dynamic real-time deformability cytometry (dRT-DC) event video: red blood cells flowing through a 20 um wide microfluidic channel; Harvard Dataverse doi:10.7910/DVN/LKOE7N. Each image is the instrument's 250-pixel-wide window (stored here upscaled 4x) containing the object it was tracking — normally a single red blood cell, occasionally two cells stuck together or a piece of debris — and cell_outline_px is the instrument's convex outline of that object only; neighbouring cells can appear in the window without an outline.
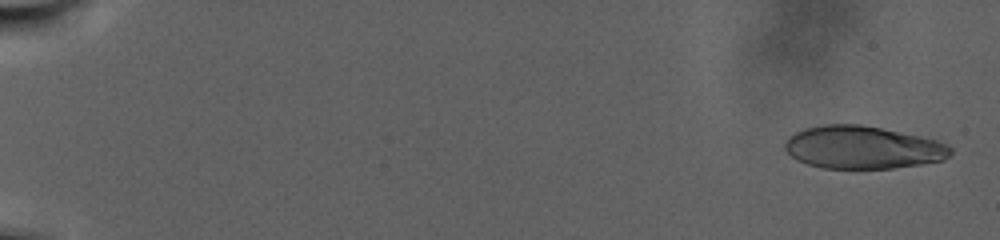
{"species": "human", "species_latin": "Homo sapiens", "temperature_condition": "warm", "stored_images_in_passage": 101, "camera_frame_rate_fps": 3000, "um_per_image_px": 0.085, "donor": {"sex": "male"}, "frame": {"image": 1, "passage_image": 3, "time_ms": 0.667, "image_size_px": [1000, 240], "cell_outline_px": [[956, 152], [944, 160], [920, 164], [892, 168], [820, 168], [796, 160], [784, 148], [784, 140], [788, 136], [804, 128], [824, 124], [860, 124], [920, 136], [936, 140], [948, 144]], "centroid_in_image_um": [73.33, 12.53], "position_along_channel_um": 11.7, "area_um2": 41.5}}
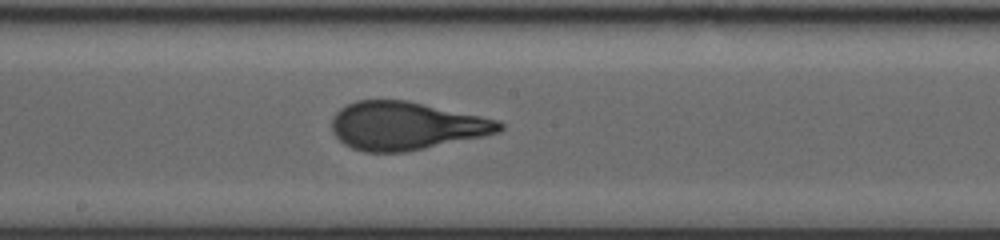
{"frame": {"image": 2, "passage_image": 59, "time_ms": 19.333, "image_size_px": [1000, 240], "cell_outline_px": [[504, 128], [500, 132], [484, 136], [404, 152], [364, 152], [352, 148], [344, 144], [332, 132], [332, 116], [340, 108], [356, 100], [408, 100], [500, 120], [504, 124]], "centroid_in_image_um": [34.52, 10.69], "position_along_channel_um": 213.7, "area_um2": 47.11}}
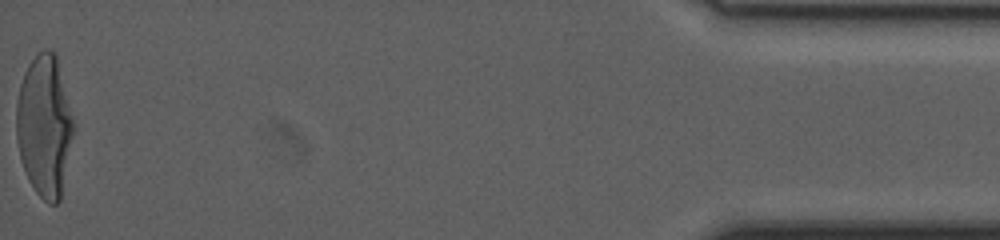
{"frame": {"image": 3, "passage_image": 101, "time_ms": 33.333, "image_size_px": [1000, 240], "cell_outline_px": [[72, 136], [60, 200], [56, 204], [48, 204], [36, 192], [28, 180], [20, 160], [16, 136], [16, 100], [20, 84], [24, 72], [28, 64], [44, 48], [48, 48], [56, 56], [72, 116]], "centroid_in_image_um": [3.73, 10.72], "position_along_channel_um": 431.5, "area_um2": 46.53}, "authors_computed_cell_mechanics": {"area_um2": 45.4886, "velocity_mm_per_s": 2.1361, "shape_relaxation_time_tau1_ms": 8.6555, "shape_relaxation_time_tau2_ms": null, "deformation_change_tau1": 0.2783, "deformation_change_tau2": null}}